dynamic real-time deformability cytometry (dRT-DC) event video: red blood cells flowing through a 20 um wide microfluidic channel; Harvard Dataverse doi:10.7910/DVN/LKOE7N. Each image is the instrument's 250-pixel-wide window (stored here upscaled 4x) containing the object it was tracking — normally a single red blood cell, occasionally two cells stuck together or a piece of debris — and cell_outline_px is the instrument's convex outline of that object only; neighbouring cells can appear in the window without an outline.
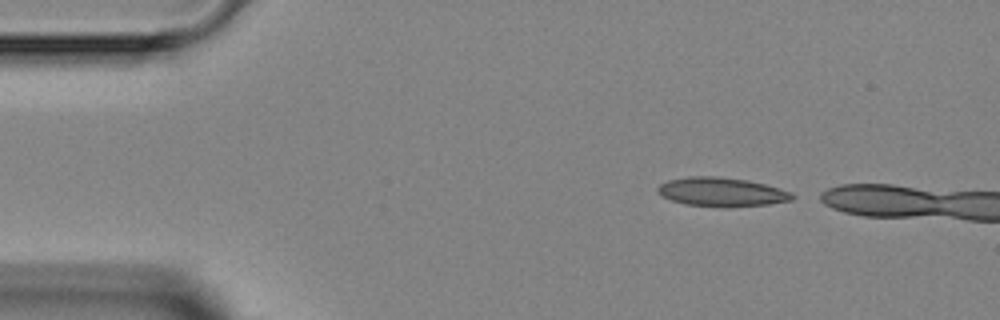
{"species": "Egyptian fruit bat (a non-hibernating species)", "species_latin": "Rousettus aegyptiacus", "temperature_condition": "room temperature", "stored_images_in_passage": 3, "camera_frame_rate_fps": 3000, "um_per_image_px": 0.085, "animal": {"sex": "female"}, "frame": {"image": 1, "passage_image": 1, "time_ms": 0.0, "image_size_px": [1000, 320], "cell_outline_px": [[796, 196], [792, 200], [768, 204], [728, 208], [724, 208], [684, 204], [660, 196], [656, 188], [660, 184], [668, 180], [688, 176], [720, 176], [748, 180], [764, 184], [792, 192]], "centroid_in_image_um": [61.33, 16.32], "position_along_channel_um": 23.7, "area_um2": 23.06}}